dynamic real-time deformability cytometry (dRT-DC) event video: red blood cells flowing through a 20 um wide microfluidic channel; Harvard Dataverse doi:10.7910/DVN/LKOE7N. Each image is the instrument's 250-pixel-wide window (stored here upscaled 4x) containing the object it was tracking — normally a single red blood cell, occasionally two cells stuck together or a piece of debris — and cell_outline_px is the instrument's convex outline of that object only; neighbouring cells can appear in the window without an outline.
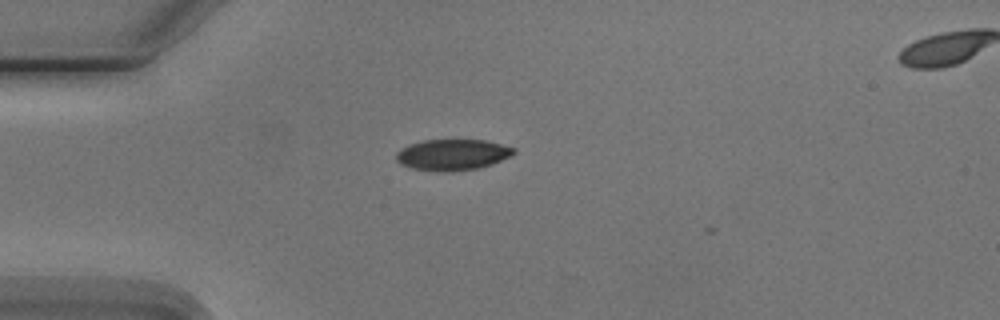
{"species": "Egyptian fruit bat (a non-hibernating species)", "species_latin": "Rousettus aegyptiacus", "temperature_condition": "cold", "stored_images_in_passage": 3, "camera_frame_rate_fps": 3000, "um_per_image_px": 0.085, "animal": {"sex": "male"}, "frame": {"image": 1, "passage_image": 2, "time_ms": 1.333, "image_size_px": [1000, 320], "cell_outline_px": [[516, 152], [512, 156], [492, 164], [480, 168], [452, 172], [440, 172], [412, 168], [400, 164], [396, 160], [396, 152], [400, 148], [408, 144], [424, 140], [484, 140], [516, 148]], "centroid_in_image_um": [38.45, 13.16], "position_along_channel_um": 46.5, "area_um2": 21.56}}